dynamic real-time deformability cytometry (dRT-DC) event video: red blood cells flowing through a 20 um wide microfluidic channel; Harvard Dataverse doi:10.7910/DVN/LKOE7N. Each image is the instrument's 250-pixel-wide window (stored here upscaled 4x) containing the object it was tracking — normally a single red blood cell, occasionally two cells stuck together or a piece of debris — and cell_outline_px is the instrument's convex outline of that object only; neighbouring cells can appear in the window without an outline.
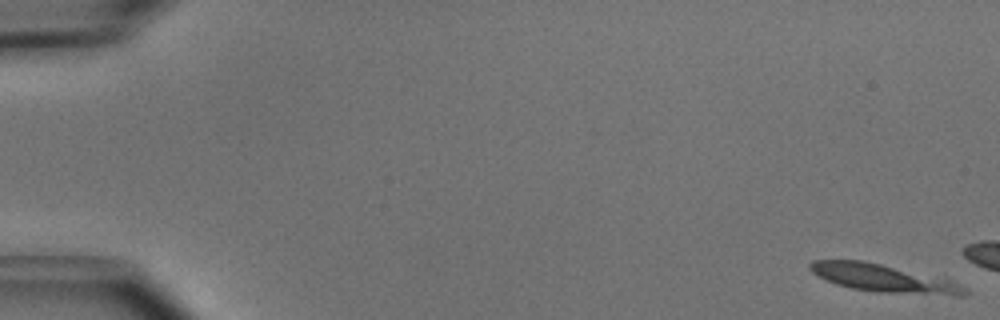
{"species": "common noctule bat (a hibernating species)", "species_latin": "Nyctalus noctula", "temperature_condition": "cold", "stored_images_in_passage": 6, "camera_frame_rate_fps": 3000, "um_per_image_px": 0.085, "animal": {"sex": "male", "body_mass_g": 15.6}, "frame": {"image": 1, "passage_image": 1, "time_ms": 0.0, "image_size_px": [1000, 320], "cell_outline_px": [[968, 292], [964, 296], [956, 296], [876, 292], [852, 288], [836, 284], [812, 272], [808, 268], [808, 264], [812, 260], [864, 260], [948, 280], [960, 284], [968, 288]], "centroid_in_image_um": [75.1, 23.66], "position_along_channel_um": 9.9, "area_um2": 24.8}}